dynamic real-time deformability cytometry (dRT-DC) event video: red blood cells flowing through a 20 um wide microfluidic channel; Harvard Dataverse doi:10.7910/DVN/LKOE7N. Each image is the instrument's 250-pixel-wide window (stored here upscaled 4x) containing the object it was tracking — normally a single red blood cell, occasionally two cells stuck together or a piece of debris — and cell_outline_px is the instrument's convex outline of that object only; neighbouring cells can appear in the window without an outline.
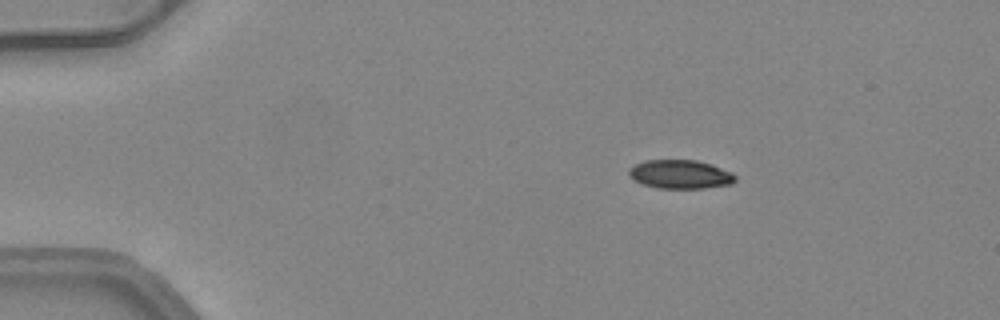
{"species": "common noctule bat (a hibernating species)", "species_latin": "Nyctalus noctula", "temperature_condition": "warm", "stored_images_in_passage": 36, "camera_frame_rate_fps": 3000, "um_per_image_px": 0.085, "animal": {"sex": "female", "body_mass_g": 24.6, "forearm_length_mm": 56.2}, "frame": {"image": 1, "passage_image": 10, "time_ms": 3.0, "image_size_px": [1000, 320], "cell_outline_px": [[736, 180], [732, 184], [704, 188], [656, 188], [632, 180], [628, 176], [628, 168], [644, 160], [696, 160], [732, 172], [736, 176]], "centroid_in_image_um": [57.78, 14.82], "position_along_channel_um": 27.2, "area_um2": 17.86}}
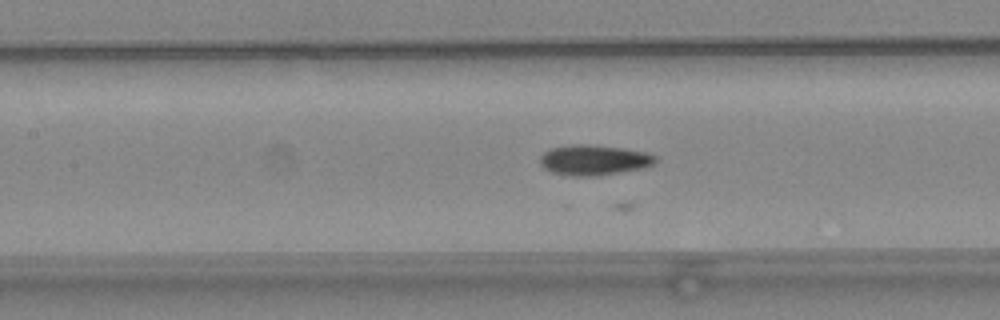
{"frame": {"image": 2, "passage_image": 25, "time_ms": 8.0, "image_size_px": [1000, 320], "cell_outline_px": [[656, 160], [652, 164], [644, 168], [600, 176], [564, 176], [552, 172], [544, 168], [540, 164], [540, 156], [544, 152], [552, 148], [576, 144], [584, 144], [620, 148], [644, 152], [656, 156]], "centroid_in_image_um": [50.45, 13.63], "position_along_channel_um": 157.0, "area_um2": 20.35}}
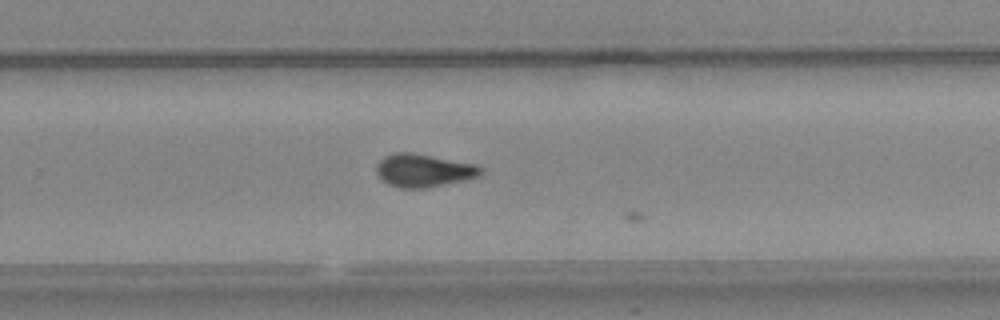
{"frame": {"image": 3, "passage_image": 35, "time_ms": 11.333, "image_size_px": [1000, 320], "cell_outline_px": [[484, 172], [480, 176], [424, 188], [400, 188], [388, 184], [376, 172], [376, 164], [384, 156], [396, 152], [412, 152], [476, 164], [484, 168]], "centroid_in_image_um": [36.01, 14.47], "position_along_channel_um": 293.8, "area_um2": 20.0}}